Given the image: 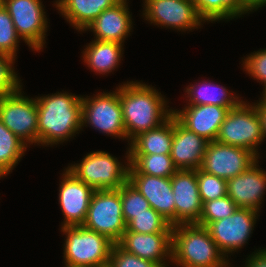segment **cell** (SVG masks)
Wrapping results in <instances>:
<instances>
[{
	"label": "cell",
	"mask_w": 266,
	"mask_h": 267,
	"mask_svg": "<svg viewBox=\"0 0 266 267\" xmlns=\"http://www.w3.org/2000/svg\"><path fill=\"white\" fill-rule=\"evenodd\" d=\"M152 85L126 82L120 85V102L128 144L138 134L161 126L172 115L167 101Z\"/></svg>",
	"instance_id": "obj_1"
},
{
	"label": "cell",
	"mask_w": 266,
	"mask_h": 267,
	"mask_svg": "<svg viewBox=\"0 0 266 267\" xmlns=\"http://www.w3.org/2000/svg\"><path fill=\"white\" fill-rule=\"evenodd\" d=\"M38 145L52 146L69 140L82 130V97L68 92L36 97ZM79 131V132H78Z\"/></svg>",
	"instance_id": "obj_2"
},
{
	"label": "cell",
	"mask_w": 266,
	"mask_h": 267,
	"mask_svg": "<svg viewBox=\"0 0 266 267\" xmlns=\"http://www.w3.org/2000/svg\"><path fill=\"white\" fill-rule=\"evenodd\" d=\"M171 262L180 267H230L208 229L196 223L173 226Z\"/></svg>",
	"instance_id": "obj_3"
},
{
	"label": "cell",
	"mask_w": 266,
	"mask_h": 267,
	"mask_svg": "<svg viewBox=\"0 0 266 267\" xmlns=\"http://www.w3.org/2000/svg\"><path fill=\"white\" fill-rule=\"evenodd\" d=\"M66 235L64 263L68 267H108L115 244L107 236L84 226L61 227Z\"/></svg>",
	"instance_id": "obj_4"
},
{
	"label": "cell",
	"mask_w": 266,
	"mask_h": 267,
	"mask_svg": "<svg viewBox=\"0 0 266 267\" xmlns=\"http://www.w3.org/2000/svg\"><path fill=\"white\" fill-rule=\"evenodd\" d=\"M127 150L125 166L108 152L93 151L66 169L94 190L119 189L129 177V147Z\"/></svg>",
	"instance_id": "obj_5"
},
{
	"label": "cell",
	"mask_w": 266,
	"mask_h": 267,
	"mask_svg": "<svg viewBox=\"0 0 266 267\" xmlns=\"http://www.w3.org/2000/svg\"><path fill=\"white\" fill-rule=\"evenodd\" d=\"M263 140L262 119L258 107L255 103L251 105L247 101L229 110L216 139L223 144L250 150L258 158V146Z\"/></svg>",
	"instance_id": "obj_6"
},
{
	"label": "cell",
	"mask_w": 266,
	"mask_h": 267,
	"mask_svg": "<svg viewBox=\"0 0 266 267\" xmlns=\"http://www.w3.org/2000/svg\"><path fill=\"white\" fill-rule=\"evenodd\" d=\"M82 128L90 125L99 132L127 140L120 102V85L113 92L82 96ZM87 124V125H86Z\"/></svg>",
	"instance_id": "obj_7"
},
{
	"label": "cell",
	"mask_w": 266,
	"mask_h": 267,
	"mask_svg": "<svg viewBox=\"0 0 266 267\" xmlns=\"http://www.w3.org/2000/svg\"><path fill=\"white\" fill-rule=\"evenodd\" d=\"M85 228L107 236L117 244L126 231L119 189L95 190L90 199Z\"/></svg>",
	"instance_id": "obj_8"
},
{
	"label": "cell",
	"mask_w": 266,
	"mask_h": 267,
	"mask_svg": "<svg viewBox=\"0 0 266 267\" xmlns=\"http://www.w3.org/2000/svg\"><path fill=\"white\" fill-rule=\"evenodd\" d=\"M21 90L0 97V120L27 146L38 145L37 100L23 96Z\"/></svg>",
	"instance_id": "obj_9"
},
{
	"label": "cell",
	"mask_w": 266,
	"mask_h": 267,
	"mask_svg": "<svg viewBox=\"0 0 266 267\" xmlns=\"http://www.w3.org/2000/svg\"><path fill=\"white\" fill-rule=\"evenodd\" d=\"M17 34L33 51L44 48L48 21L41 0H0Z\"/></svg>",
	"instance_id": "obj_10"
},
{
	"label": "cell",
	"mask_w": 266,
	"mask_h": 267,
	"mask_svg": "<svg viewBox=\"0 0 266 267\" xmlns=\"http://www.w3.org/2000/svg\"><path fill=\"white\" fill-rule=\"evenodd\" d=\"M259 212L250 208H238L232 215L210 222L208 229L219 250L227 257L243 248L257 221Z\"/></svg>",
	"instance_id": "obj_11"
},
{
	"label": "cell",
	"mask_w": 266,
	"mask_h": 267,
	"mask_svg": "<svg viewBox=\"0 0 266 267\" xmlns=\"http://www.w3.org/2000/svg\"><path fill=\"white\" fill-rule=\"evenodd\" d=\"M143 6V17L154 26L185 32L205 23L192 0H144Z\"/></svg>",
	"instance_id": "obj_12"
},
{
	"label": "cell",
	"mask_w": 266,
	"mask_h": 267,
	"mask_svg": "<svg viewBox=\"0 0 266 267\" xmlns=\"http://www.w3.org/2000/svg\"><path fill=\"white\" fill-rule=\"evenodd\" d=\"M259 158L250 150L220 142H208L201 169L229 180L246 171Z\"/></svg>",
	"instance_id": "obj_13"
},
{
	"label": "cell",
	"mask_w": 266,
	"mask_h": 267,
	"mask_svg": "<svg viewBox=\"0 0 266 267\" xmlns=\"http://www.w3.org/2000/svg\"><path fill=\"white\" fill-rule=\"evenodd\" d=\"M59 204L64 215L62 227L81 226L86 220L90 199L95 191L91 186L64 170L59 184Z\"/></svg>",
	"instance_id": "obj_14"
},
{
	"label": "cell",
	"mask_w": 266,
	"mask_h": 267,
	"mask_svg": "<svg viewBox=\"0 0 266 267\" xmlns=\"http://www.w3.org/2000/svg\"><path fill=\"white\" fill-rule=\"evenodd\" d=\"M171 186L175 199V225L197 223L203 203L196 170H178L171 177Z\"/></svg>",
	"instance_id": "obj_15"
},
{
	"label": "cell",
	"mask_w": 266,
	"mask_h": 267,
	"mask_svg": "<svg viewBox=\"0 0 266 267\" xmlns=\"http://www.w3.org/2000/svg\"><path fill=\"white\" fill-rule=\"evenodd\" d=\"M126 252L167 267L172 260V233L144 234L125 231L117 243ZM168 260V263L167 261Z\"/></svg>",
	"instance_id": "obj_16"
},
{
	"label": "cell",
	"mask_w": 266,
	"mask_h": 267,
	"mask_svg": "<svg viewBox=\"0 0 266 267\" xmlns=\"http://www.w3.org/2000/svg\"><path fill=\"white\" fill-rule=\"evenodd\" d=\"M217 105H187L182 110L173 109V116L188 130L212 142L217 139L221 124L230 109Z\"/></svg>",
	"instance_id": "obj_17"
},
{
	"label": "cell",
	"mask_w": 266,
	"mask_h": 267,
	"mask_svg": "<svg viewBox=\"0 0 266 267\" xmlns=\"http://www.w3.org/2000/svg\"><path fill=\"white\" fill-rule=\"evenodd\" d=\"M258 162L257 160L246 171L227 180V195L238 208L260 212L266 191V171L258 167Z\"/></svg>",
	"instance_id": "obj_18"
},
{
	"label": "cell",
	"mask_w": 266,
	"mask_h": 267,
	"mask_svg": "<svg viewBox=\"0 0 266 267\" xmlns=\"http://www.w3.org/2000/svg\"><path fill=\"white\" fill-rule=\"evenodd\" d=\"M128 181L145 197L152 209L175 225V199L171 177L129 174Z\"/></svg>",
	"instance_id": "obj_19"
},
{
	"label": "cell",
	"mask_w": 266,
	"mask_h": 267,
	"mask_svg": "<svg viewBox=\"0 0 266 267\" xmlns=\"http://www.w3.org/2000/svg\"><path fill=\"white\" fill-rule=\"evenodd\" d=\"M208 142L202 136L188 130L173 116V142L170 156L178 170L201 168Z\"/></svg>",
	"instance_id": "obj_20"
},
{
	"label": "cell",
	"mask_w": 266,
	"mask_h": 267,
	"mask_svg": "<svg viewBox=\"0 0 266 267\" xmlns=\"http://www.w3.org/2000/svg\"><path fill=\"white\" fill-rule=\"evenodd\" d=\"M127 0L104 10L84 31H92L95 40L123 44L133 27Z\"/></svg>",
	"instance_id": "obj_21"
},
{
	"label": "cell",
	"mask_w": 266,
	"mask_h": 267,
	"mask_svg": "<svg viewBox=\"0 0 266 267\" xmlns=\"http://www.w3.org/2000/svg\"><path fill=\"white\" fill-rule=\"evenodd\" d=\"M120 0H56L54 6L78 31H84L104 10Z\"/></svg>",
	"instance_id": "obj_22"
},
{
	"label": "cell",
	"mask_w": 266,
	"mask_h": 267,
	"mask_svg": "<svg viewBox=\"0 0 266 267\" xmlns=\"http://www.w3.org/2000/svg\"><path fill=\"white\" fill-rule=\"evenodd\" d=\"M124 44L110 41L92 40L82 52L84 63L95 73H111L118 67L123 57Z\"/></svg>",
	"instance_id": "obj_23"
},
{
	"label": "cell",
	"mask_w": 266,
	"mask_h": 267,
	"mask_svg": "<svg viewBox=\"0 0 266 267\" xmlns=\"http://www.w3.org/2000/svg\"><path fill=\"white\" fill-rule=\"evenodd\" d=\"M173 142V115L158 128L142 132L129 143V154H170Z\"/></svg>",
	"instance_id": "obj_24"
},
{
	"label": "cell",
	"mask_w": 266,
	"mask_h": 267,
	"mask_svg": "<svg viewBox=\"0 0 266 267\" xmlns=\"http://www.w3.org/2000/svg\"><path fill=\"white\" fill-rule=\"evenodd\" d=\"M187 94V105H217L222 107H238L243 100L235 96L224 86L213 84L211 81H202L190 84L185 88Z\"/></svg>",
	"instance_id": "obj_25"
},
{
	"label": "cell",
	"mask_w": 266,
	"mask_h": 267,
	"mask_svg": "<svg viewBox=\"0 0 266 267\" xmlns=\"http://www.w3.org/2000/svg\"><path fill=\"white\" fill-rule=\"evenodd\" d=\"M129 174L172 177L178 169L170 154H129Z\"/></svg>",
	"instance_id": "obj_26"
},
{
	"label": "cell",
	"mask_w": 266,
	"mask_h": 267,
	"mask_svg": "<svg viewBox=\"0 0 266 267\" xmlns=\"http://www.w3.org/2000/svg\"><path fill=\"white\" fill-rule=\"evenodd\" d=\"M27 147L0 120V179L12 172L24 156Z\"/></svg>",
	"instance_id": "obj_27"
},
{
	"label": "cell",
	"mask_w": 266,
	"mask_h": 267,
	"mask_svg": "<svg viewBox=\"0 0 266 267\" xmlns=\"http://www.w3.org/2000/svg\"><path fill=\"white\" fill-rule=\"evenodd\" d=\"M205 22L230 21L243 15L242 0H192Z\"/></svg>",
	"instance_id": "obj_28"
},
{
	"label": "cell",
	"mask_w": 266,
	"mask_h": 267,
	"mask_svg": "<svg viewBox=\"0 0 266 267\" xmlns=\"http://www.w3.org/2000/svg\"><path fill=\"white\" fill-rule=\"evenodd\" d=\"M173 226L154 209L135 215L127 224L126 231L137 233H172Z\"/></svg>",
	"instance_id": "obj_29"
},
{
	"label": "cell",
	"mask_w": 266,
	"mask_h": 267,
	"mask_svg": "<svg viewBox=\"0 0 266 267\" xmlns=\"http://www.w3.org/2000/svg\"><path fill=\"white\" fill-rule=\"evenodd\" d=\"M120 199L122 202V215L126 224L135 215L146 213L151 208L150 203L129 181L120 187Z\"/></svg>",
	"instance_id": "obj_30"
},
{
	"label": "cell",
	"mask_w": 266,
	"mask_h": 267,
	"mask_svg": "<svg viewBox=\"0 0 266 267\" xmlns=\"http://www.w3.org/2000/svg\"><path fill=\"white\" fill-rule=\"evenodd\" d=\"M20 40L8 10L0 2V53L16 59Z\"/></svg>",
	"instance_id": "obj_31"
},
{
	"label": "cell",
	"mask_w": 266,
	"mask_h": 267,
	"mask_svg": "<svg viewBox=\"0 0 266 267\" xmlns=\"http://www.w3.org/2000/svg\"><path fill=\"white\" fill-rule=\"evenodd\" d=\"M238 207L228 196L218 198L203 203L200 220L196 223L206 227L210 222H214L232 215Z\"/></svg>",
	"instance_id": "obj_32"
},
{
	"label": "cell",
	"mask_w": 266,
	"mask_h": 267,
	"mask_svg": "<svg viewBox=\"0 0 266 267\" xmlns=\"http://www.w3.org/2000/svg\"><path fill=\"white\" fill-rule=\"evenodd\" d=\"M196 175L202 203L227 195V180L209 174L201 168L196 169Z\"/></svg>",
	"instance_id": "obj_33"
},
{
	"label": "cell",
	"mask_w": 266,
	"mask_h": 267,
	"mask_svg": "<svg viewBox=\"0 0 266 267\" xmlns=\"http://www.w3.org/2000/svg\"><path fill=\"white\" fill-rule=\"evenodd\" d=\"M14 63V57L0 53V97L14 94L22 88Z\"/></svg>",
	"instance_id": "obj_34"
},
{
	"label": "cell",
	"mask_w": 266,
	"mask_h": 267,
	"mask_svg": "<svg viewBox=\"0 0 266 267\" xmlns=\"http://www.w3.org/2000/svg\"><path fill=\"white\" fill-rule=\"evenodd\" d=\"M108 267H161L150 260L142 259L114 244L111 250Z\"/></svg>",
	"instance_id": "obj_35"
},
{
	"label": "cell",
	"mask_w": 266,
	"mask_h": 267,
	"mask_svg": "<svg viewBox=\"0 0 266 267\" xmlns=\"http://www.w3.org/2000/svg\"><path fill=\"white\" fill-rule=\"evenodd\" d=\"M243 63L244 70L263 86L266 85V49H260L248 55ZM260 80V81H259Z\"/></svg>",
	"instance_id": "obj_36"
},
{
	"label": "cell",
	"mask_w": 266,
	"mask_h": 267,
	"mask_svg": "<svg viewBox=\"0 0 266 267\" xmlns=\"http://www.w3.org/2000/svg\"><path fill=\"white\" fill-rule=\"evenodd\" d=\"M253 253L247 257L245 267H266V248Z\"/></svg>",
	"instance_id": "obj_37"
},
{
	"label": "cell",
	"mask_w": 266,
	"mask_h": 267,
	"mask_svg": "<svg viewBox=\"0 0 266 267\" xmlns=\"http://www.w3.org/2000/svg\"><path fill=\"white\" fill-rule=\"evenodd\" d=\"M242 2H243V15L246 13L249 14L251 12L258 10V8L266 6V0H242Z\"/></svg>",
	"instance_id": "obj_38"
},
{
	"label": "cell",
	"mask_w": 266,
	"mask_h": 267,
	"mask_svg": "<svg viewBox=\"0 0 266 267\" xmlns=\"http://www.w3.org/2000/svg\"><path fill=\"white\" fill-rule=\"evenodd\" d=\"M260 112V116L262 119V126H263V135L264 139L266 138V102H255Z\"/></svg>",
	"instance_id": "obj_39"
},
{
	"label": "cell",
	"mask_w": 266,
	"mask_h": 267,
	"mask_svg": "<svg viewBox=\"0 0 266 267\" xmlns=\"http://www.w3.org/2000/svg\"><path fill=\"white\" fill-rule=\"evenodd\" d=\"M264 89V91L262 92L263 94L261 95L262 96V98L260 97V100H259V102H266V85L263 87Z\"/></svg>",
	"instance_id": "obj_40"
}]
</instances>
